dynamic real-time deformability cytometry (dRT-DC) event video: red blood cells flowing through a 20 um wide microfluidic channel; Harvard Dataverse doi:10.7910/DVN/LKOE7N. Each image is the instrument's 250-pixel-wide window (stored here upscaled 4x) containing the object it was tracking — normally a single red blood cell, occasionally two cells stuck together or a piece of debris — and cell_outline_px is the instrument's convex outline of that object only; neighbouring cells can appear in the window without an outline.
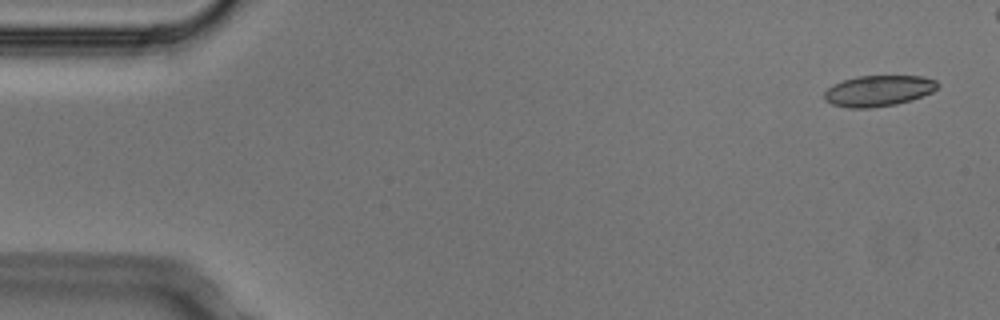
{"species": "Egyptian fruit bat (a non-hibernating species)", "species_latin": "Rousettus aegyptiacus", "temperature_condition": "cold", "stored_images_in_passage": 6, "camera_frame_rate_fps": 3000, "um_per_image_px": 0.085, "animal": {"sex": "male"}, "frame": {"image": 1, "passage_image": 1, "time_ms": 0.0, "image_size_px": [1000, 320], "cell_outline_px": [[940, 84], [932, 92], [896, 104], [872, 108], [848, 108], [832, 104], [824, 100], [824, 92], [832, 84], [856, 76], [924, 76], [936, 80]], "centroid_in_image_um": [74.64, 7.71], "position_along_channel_um": 10.4, "area_um2": 20.4}}
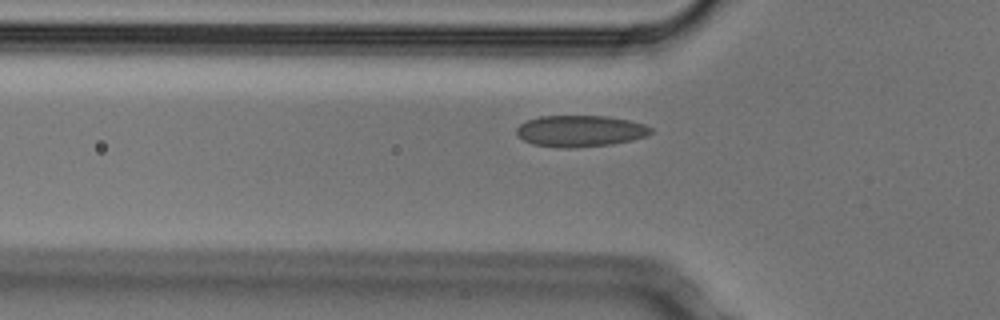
{"frame": {"image": 2, "passage_image": 6, "time_ms": 1.667, "image_size_px": [1000, 320], "cell_outline_px": [[652, 132], [648, 136], [632, 140], [612, 144], [576, 148], [564, 148], [532, 144], [516, 136], [516, 128], [520, 124], [528, 120], [540, 116], [608, 116], [628, 120], [644, 124], [652, 128]], "centroid_in_image_um": [49.32, 11.14], "position_along_channel_um": 76.5, "area_um2": 24.74}}